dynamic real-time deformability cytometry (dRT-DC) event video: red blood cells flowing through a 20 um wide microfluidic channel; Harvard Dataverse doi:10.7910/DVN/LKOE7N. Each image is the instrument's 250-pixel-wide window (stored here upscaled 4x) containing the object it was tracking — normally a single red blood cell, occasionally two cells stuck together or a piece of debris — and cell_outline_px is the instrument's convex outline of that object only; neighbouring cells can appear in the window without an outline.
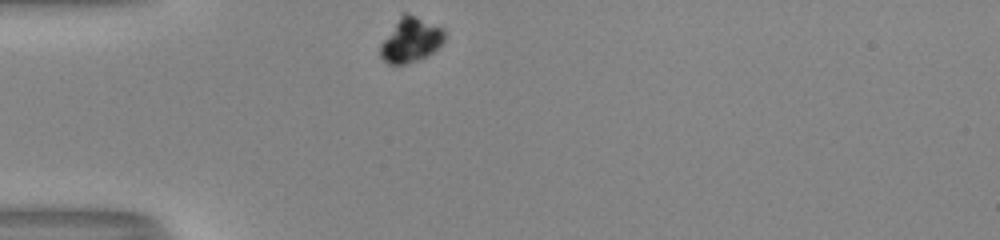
{"species": "human", "species_latin": "Homo sapiens", "temperature_condition": "room temperature", "stored_images_in_passage": 30, "camera_frame_rate_fps": 3000, "um_per_image_px": 0.085, "donor": {"sex": "male"}, "frame": {"image": 1, "passage_image": 1, "time_ms": 0.0, "image_size_px": [1000, 240], "cell_outline_px": [[444, 40], [432, 52], [420, 60], [392, 68], [380, 56], [380, 44], [400, 16], [404, 12], [408, 12], [444, 28]], "centroid_in_image_um": [34.88, 3.43], "position_along_channel_um": 50.1, "area_um2": 16.88}}
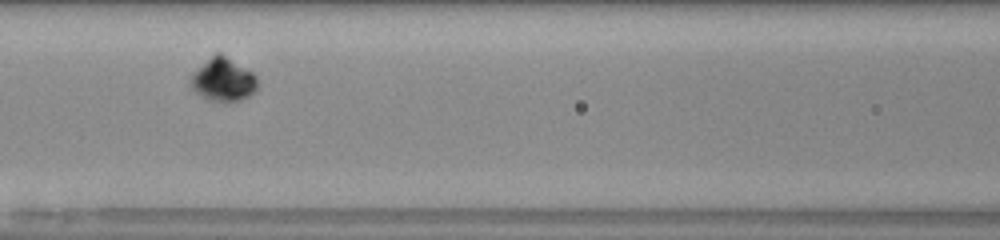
{"frame": {"image": 2, "passage_image": 10, "time_ms": 3.0, "image_size_px": [1000, 240], "cell_outline_px": [[256, 88], [248, 96], [240, 100], [208, 100], [200, 96], [188, 84], [188, 80], [192, 72], [216, 52], [220, 52], [252, 72], [256, 76]], "centroid_in_image_um": [18.9, 6.75], "position_along_channel_um": 147.7, "area_um2": 16.65}}
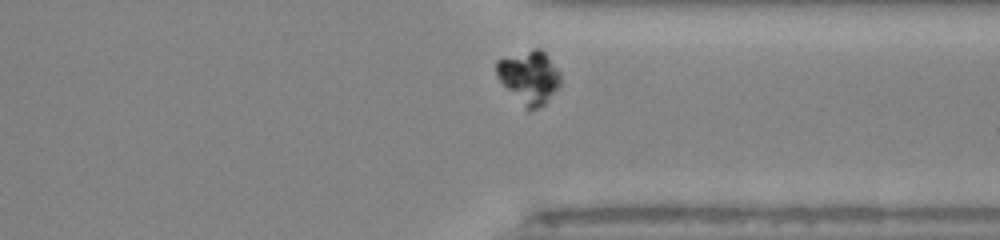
{"frame": {"image": 3, "passage_image": 27, "time_ms": 8.667, "image_size_px": [1000, 240], "cell_outline_px": [[560, 84], [544, 104], [528, 112], [524, 108], [500, 80], [496, 72], [496, 60], [536, 48], [540, 48], [544, 52], [560, 72]], "centroid_in_image_um": [44.98, 6.57], "position_along_channel_um": 366.4, "area_um2": 19.42}}